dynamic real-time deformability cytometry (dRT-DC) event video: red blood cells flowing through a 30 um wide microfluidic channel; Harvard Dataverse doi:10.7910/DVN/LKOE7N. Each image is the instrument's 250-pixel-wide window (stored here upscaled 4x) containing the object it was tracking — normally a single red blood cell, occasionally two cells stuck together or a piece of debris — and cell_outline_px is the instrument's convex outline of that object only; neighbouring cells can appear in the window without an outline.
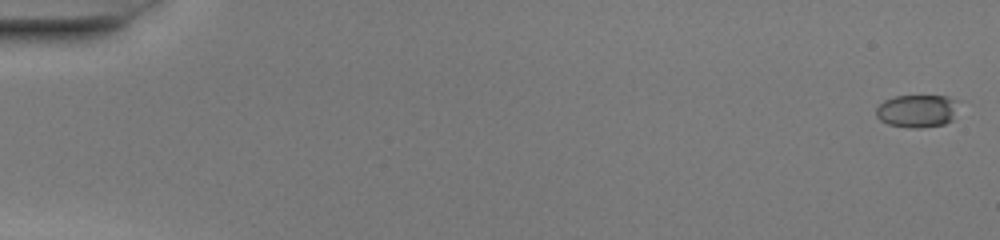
{"species": "common noctule bat (a hibernating species)", "species_latin": "Nyctalus noctula", "temperature_condition": "warm", "stored_images_in_passage": 51, "camera_frame_rate_fps": 3000, "um_per_image_px": 0.085, "animal": {"sex": "female", "body_mass_g": 20.0, "forearm_length_mm": 54.0}, "frame": {"image": 1, "passage_image": 1, "time_ms": 0.0, "image_size_px": [1000, 240], "cell_outline_px": [[956, 100], [952, 120], [944, 124], [920, 128], [908, 128], [888, 124], [880, 120], [876, 116], [876, 108], [884, 100], [896, 96], [948, 96]], "centroid_in_image_um": [77.9, 9.44], "position_along_channel_um": 7.1, "area_um2": 15.61}}
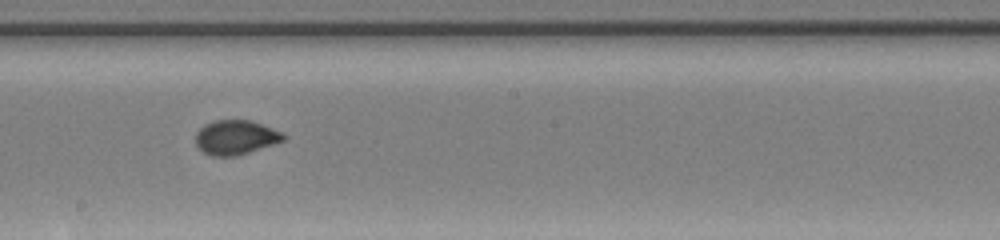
{"frame": {"image": 2, "passage_image": 30, "time_ms": 9.667, "image_size_px": [1000, 240], "cell_outline_px": [[288, 136], [284, 140], [236, 156], [212, 156], [204, 152], [196, 144], [196, 132], [204, 124], [212, 120], [252, 120], [284, 132]], "centroid_in_image_um": [20.05, 11.65], "position_along_channel_um": 228.2, "area_um2": 17.69}}
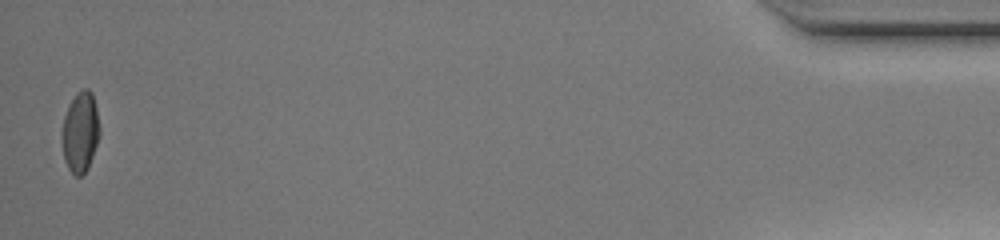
{"frame": {"image": 3, "passage_image": 51, "time_ms": 16.667, "image_size_px": [1000, 240], "cell_outline_px": [[100, 136], [88, 168], [80, 176], [76, 176], [68, 168], [64, 160], [60, 136], [64, 116], [76, 92], [84, 88], [88, 88], [92, 92], [96, 108], [100, 128]], "centroid_in_image_um": [6.82, 11.23], "position_along_channel_um": 428.4, "area_um2": 17.86}, "authors_computed_cell_mechanics": {"area_um2": 17.3978, "velocity_mm_per_s": 4.1041, "shape_relaxation_time_tau1_ms": null, "shape_relaxation_time_tau2_ms": 0.6253, "deformation_change_tau1": null, "deformation_change_tau2": 0.0525}}